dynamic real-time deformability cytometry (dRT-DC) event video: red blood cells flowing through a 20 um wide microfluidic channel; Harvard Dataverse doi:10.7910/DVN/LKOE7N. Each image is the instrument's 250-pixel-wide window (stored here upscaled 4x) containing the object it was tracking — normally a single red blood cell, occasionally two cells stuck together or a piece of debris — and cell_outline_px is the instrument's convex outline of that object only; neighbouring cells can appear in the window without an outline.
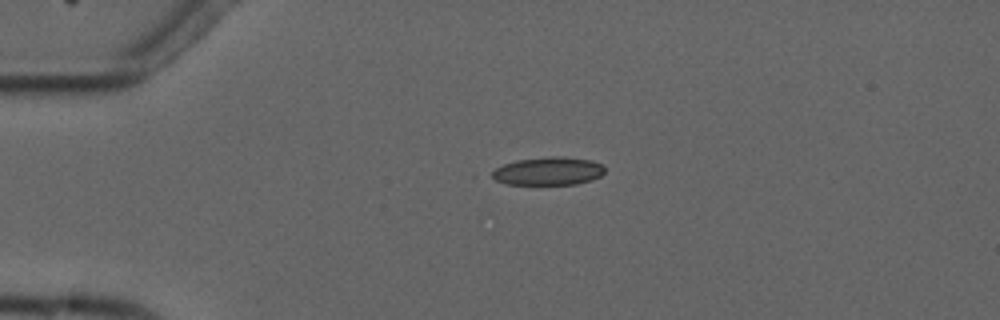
{"species": "common noctule bat (a hibernating species)", "species_latin": "Nyctalus noctula", "temperature_condition": "cold", "stored_images_in_passage": 3, "camera_frame_rate_fps": 3000, "um_per_image_px": 0.085, "animal": {"sex": "male", "forearm_length_mm": 52.5}, "frame": {"image": 1, "passage_image": 2, "time_ms": 1.333, "image_size_px": [1000, 320], "cell_outline_px": [[604, 172], [600, 176], [592, 180], [576, 184], [508, 184], [496, 180], [488, 176], [496, 168], [504, 164], [516, 160], [552, 156], [564, 156], [592, 160], [604, 164]], "centroid_in_image_um": [46.62, 14.53], "position_along_channel_um": 38.4, "area_um2": 18.61}}